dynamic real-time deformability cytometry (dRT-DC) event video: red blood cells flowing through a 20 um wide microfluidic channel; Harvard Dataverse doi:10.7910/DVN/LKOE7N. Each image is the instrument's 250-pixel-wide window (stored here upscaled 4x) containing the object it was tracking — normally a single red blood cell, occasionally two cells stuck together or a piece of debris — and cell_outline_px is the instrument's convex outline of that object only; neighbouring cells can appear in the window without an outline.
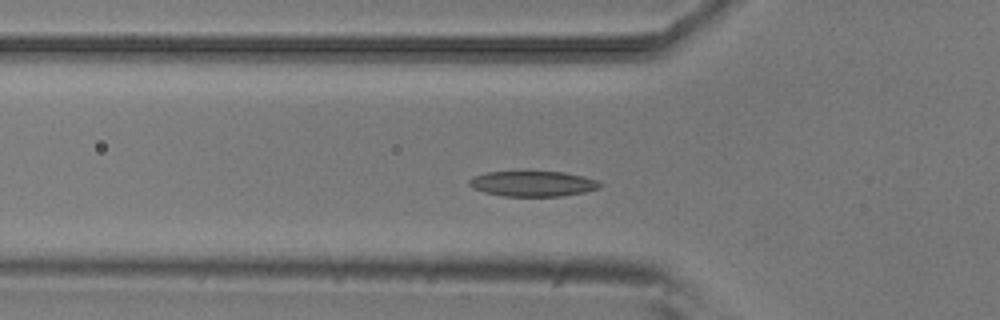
{"species": "common noctule bat (a hibernating species)", "species_latin": "Nyctalus noctula", "temperature_condition": "room temperature", "stored_images_in_passage": 49, "camera_frame_rate_fps": 3000, "um_per_image_px": 0.085, "animal": {"sex": "male", "body_mass_g": 20.5, "forearm_length_mm": 52.5}, "frame": {"image": 1, "passage_image": 13, "time_ms": 4.0, "image_size_px": [1000, 320], "cell_outline_px": [[600, 188], [584, 192], [560, 196], [504, 196], [484, 192], [472, 188], [468, 184], [468, 180], [472, 176], [488, 172], [564, 172], [584, 176], [596, 180], [600, 184]], "centroid_in_image_um": [45.25, 15.61], "position_along_channel_um": 80.5, "area_um2": 19.25}}
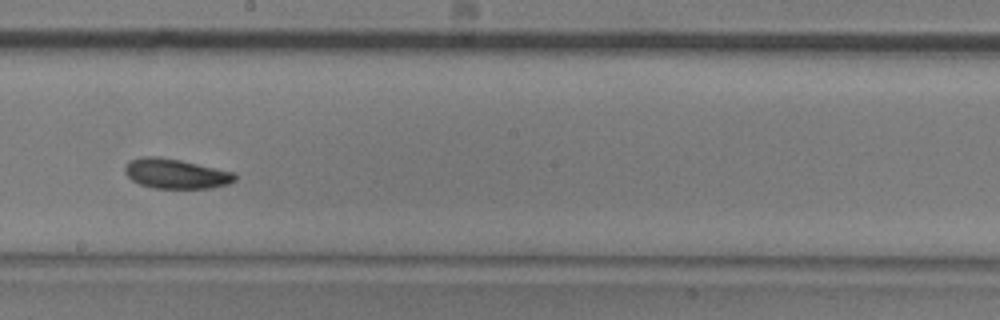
{"frame": {"image": 2, "passage_image": 25, "time_ms": 8.0, "image_size_px": [1000, 320], "cell_outline_px": [[236, 180], [228, 184], [212, 188], [152, 188], [140, 184], [132, 180], [124, 172], [124, 164], [128, 160], [140, 156], [160, 156], [180, 160], [232, 172], [236, 176]], "centroid_in_image_um": [14.88, 14.75], "position_along_channel_um": 233.3, "area_um2": 19.19}}
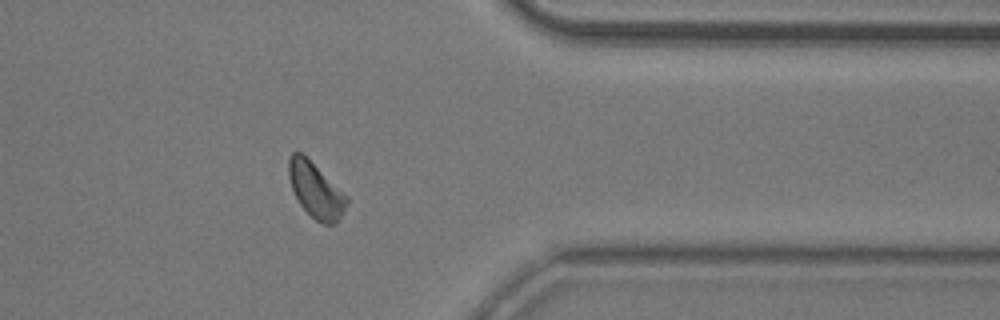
{"frame": {"image": 3, "passage_image": 38, "time_ms": 12.333, "image_size_px": [1000, 320], "cell_outline_px": [[348, 204], [336, 224], [320, 224], [300, 204], [292, 188], [288, 176], [288, 160], [292, 152], [300, 152], [348, 196]], "centroid_in_image_um": [26.85, 16.19], "position_along_channel_um": 384.6, "area_um2": 18.32}, "authors_computed_cell_mechanics": {"area_um2": 19.074, "velocity_mm_per_s": 3.795, "shape_relaxation_time_tau1_ms": 2.8318, "shape_relaxation_time_tau2_ms": 9.494, "deformation_change_tau1": 0.1005, "deformation_change_tau2": 0.1558}}